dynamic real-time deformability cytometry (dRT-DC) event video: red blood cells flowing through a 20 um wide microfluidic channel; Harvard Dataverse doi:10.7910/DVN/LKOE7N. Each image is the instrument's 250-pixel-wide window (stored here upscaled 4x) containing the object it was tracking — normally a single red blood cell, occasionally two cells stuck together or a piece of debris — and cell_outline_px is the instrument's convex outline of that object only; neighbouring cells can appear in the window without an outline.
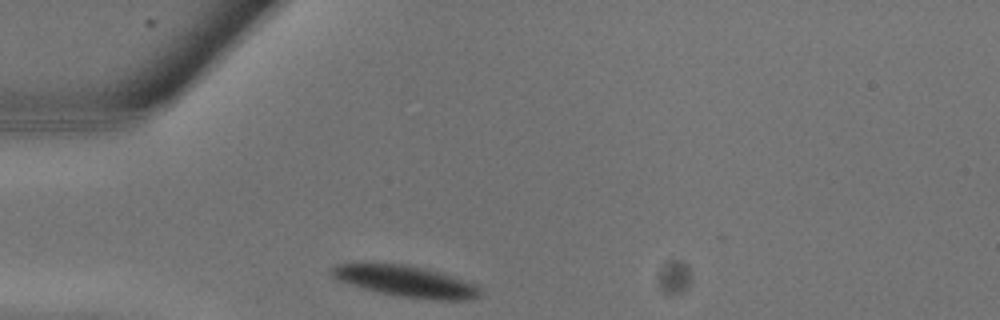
{"species": "common noctule bat (a hibernating species)", "species_latin": "Nyctalus noctula", "temperature_condition": "warm", "stored_images_in_passage": 5, "camera_frame_rate_fps": 3000, "um_per_image_px": 0.085, "animal": {"sex": "male", "body_mass_g": 13.3}, "frame": {"image": 1, "passage_image": 1, "time_ms": 0.0, "image_size_px": [1000, 320], "cell_outline_px": [[480, 296], [464, 300], [436, 300], [404, 296], [380, 292], [360, 288], [336, 280], [328, 272], [336, 264], [364, 260], [408, 264], [440, 272], [476, 284], [480, 288]], "centroid_in_image_um": [34.36, 23.85], "position_along_channel_um": 50.6, "area_um2": 27.8}}